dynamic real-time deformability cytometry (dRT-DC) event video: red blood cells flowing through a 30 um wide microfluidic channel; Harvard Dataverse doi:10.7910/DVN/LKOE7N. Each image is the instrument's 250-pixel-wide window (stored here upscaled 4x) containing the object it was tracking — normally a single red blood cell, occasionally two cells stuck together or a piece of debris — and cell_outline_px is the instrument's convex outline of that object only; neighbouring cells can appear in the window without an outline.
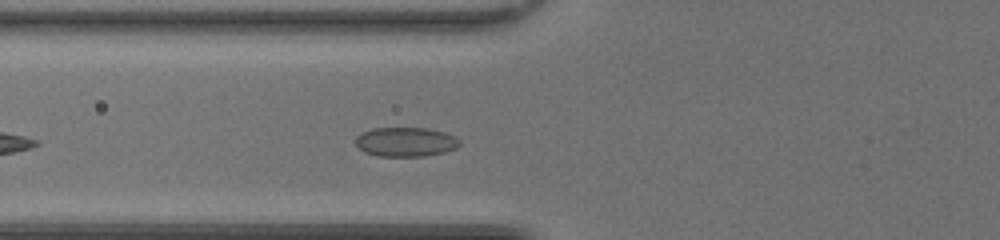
{"species": "common noctule bat (a hibernating species)", "species_latin": "Nyctalus noctula", "temperature_condition": "room temperature", "stored_images_in_passage": 12, "camera_frame_rate_fps": 3000, "um_per_image_px": 0.085, "animal": {"sex": "female", "body_mass_g": 20.0, "forearm_length_mm": 54.0}, "frame": {"image": 1, "passage_image": 6, "time_ms": 1.667, "image_size_px": [1000, 240], "cell_outline_px": [[460, 144], [456, 148], [444, 152], [424, 156], [380, 156], [364, 152], [356, 148], [356, 136], [360, 132], [372, 128], [428, 128], [444, 132], [460, 140]], "centroid_in_image_um": [34.43, 12.06], "position_along_channel_um": 91.4, "area_um2": 17.86}}
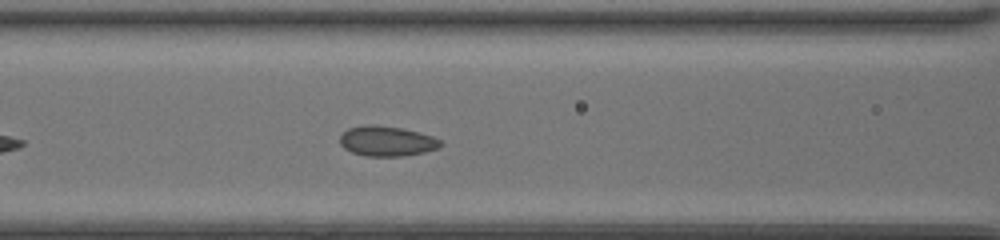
{"frame": {"image": 2, "passage_image": 9, "time_ms": 2.667, "image_size_px": [1000, 240], "cell_outline_px": [[444, 144], [440, 148], [424, 152], [404, 156], [364, 156], [352, 152], [344, 148], [340, 144], [340, 136], [348, 128], [364, 124], [376, 124], [404, 128], [420, 132], [432, 136], [440, 140]], "centroid_in_image_um": [32.9, 11.98], "position_along_channel_um": 133.7, "area_um2": 17.98}}